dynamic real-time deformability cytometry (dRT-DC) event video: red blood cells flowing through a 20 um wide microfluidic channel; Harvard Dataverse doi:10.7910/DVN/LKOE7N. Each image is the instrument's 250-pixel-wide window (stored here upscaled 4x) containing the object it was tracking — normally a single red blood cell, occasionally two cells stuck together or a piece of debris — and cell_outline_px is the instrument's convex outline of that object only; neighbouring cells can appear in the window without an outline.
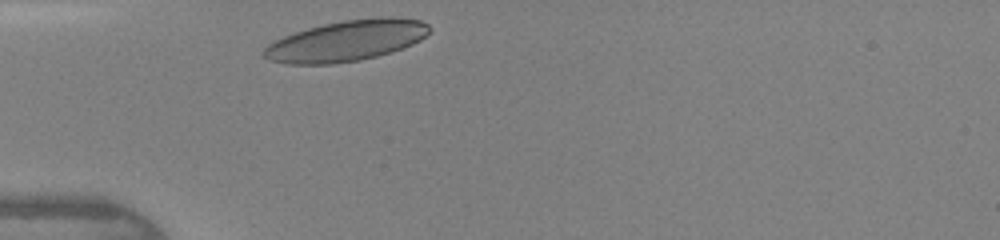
{"species": "human", "species_latin": "Homo sapiens", "temperature_condition": "warm", "stored_images_in_passage": 24, "camera_frame_rate_fps": 3000, "um_per_image_px": 0.085, "donor": {"sex": "female"}, "frame": {"image": 1, "passage_image": 1, "time_ms": 0.0, "image_size_px": [1000, 240], "cell_outline_px": [[432, 28], [420, 40], [412, 44], [376, 56], [360, 60], [332, 64], [288, 64], [268, 60], [260, 56], [260, 52], [268, 44], [284, 36], [308, 28], [324, 24], [344, 20], [380, 16], [392, 16], [420, 20], [428, 24]], "centroid_in_image_um": [29.41, 3.46], "position_along_channel_um": 55.6, "area_um2": 39.42}}
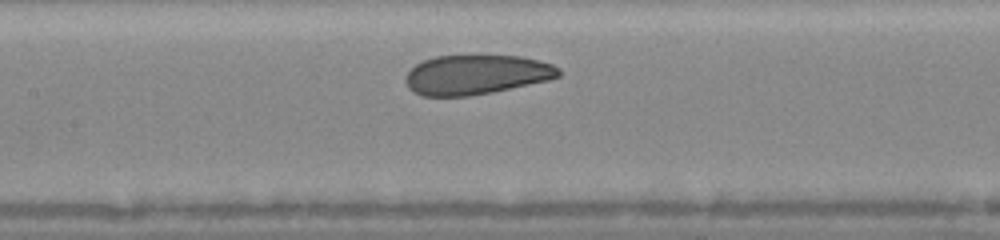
{"frame": {"image": 2, "passage_image": 9, "time_ms": 2.667, "image_size_px": [1000, 240], "cell_outline_px": [[560, 76], [548, 80], [492, 92], [468, 96], [424, 96], [412, 92], [408, 88], [404, 80], [404, 76], [416, 64], [424, 60], [436, 56], [520, 56], [552, 64], [560, 68]], "centroid_in_image_um": [40.44, 6.35], "position_along_channel_um": 167.0, "area_um2": 35.2}}
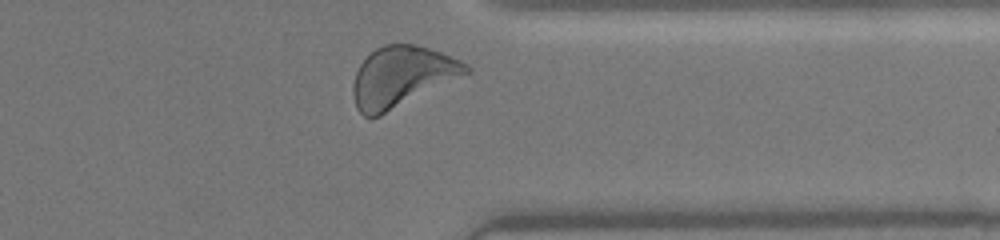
{"frame": {"image": 3, "passage_image": 23, "time_ms": 7.333, "image_size_px": [1000, 240], "cell_outline_px": [[472, 72], [380, 116], [364, 116], [356, 108], [352, 96], [352, 88], [356, 72], [360, 64], [376, 48], [384, 44], [412, 44], [428, 48], [440, 52], [460, 60], [468, 64], [472, 68]], "centroid_in_image_um": [34.16, 6.52], "position_along_channel_um": 377.2, "area_um2": 39.77}}